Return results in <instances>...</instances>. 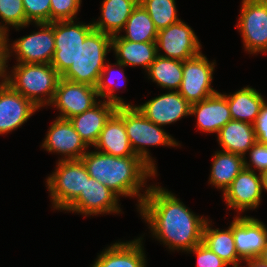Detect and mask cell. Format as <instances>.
Segmentation results:
<instances>
[{
  "label": "cell",
  "mask_w": 267,
  "mask_h": 267,
  "mask_svg": "<svg viewBox=\"0 0 267 267\" xmlns=\"http://www.w3.org/2000/svg\"><path fill=\"white\" fill-rule=\"evenodd\" d=\"M143 237L132 241L115 242L96 258V267H147Z\"/></svg>",
  "instance_id": "cell-22"
},
{
  "label": "cell",
  "mask_w": 267,
  "mask_h": 267,
  "mask_svg": "<svg viewBox=\"0 0 267 267\" xmlns=\"http://www.w3.org/2000/svg\"><path fill=\"white\" fill-rule=\"evenodd\" d=\"M138 3L139 0H103L101 16L92 22L93 28L111 36L118 35Z\"/></svg>",
  "instance_id": "cell-25"
},
{
  "label": "cell",
  "mask_w": 267,
  "mask_h": 267,
  "mask_svg": "<svg viewBox=\"0 0 267 267\" xmlns=\"http://www.w3.org/2000/svg\"><path fill=\"white\" fill-rule=\"evenodd\" d=\"M124 31L126 34L120 36L132 42H156L157 40L158 30L140 3L137 4L127 19Z\"/></svg>",
  "instance_id": "cell-30"
},
{
  "label": "cell",
  "mask_w": 267,
  "mask_h": 267,
  "mask_svg": "<svg viewBox=\"0 0 267 267\" xmlns=\"http://www.w3.org/2000/svg\"><path fill=\"white\" fill-rule=\"evenodd\" d=\"M212 221H206L203 228L202 243L211 251L217 254L228 265L236 267L242 259L236 252L234 236H233V221L227 229L220 230L219 228L212 229Z\"/></svg>",
  "instance_id": "cell-28"
},
{
  "label": "cell",
  "mask_w": 267,
  "mask_h": 267,
  "mask_svg": "<svg viewBox=\"0 0 267 267\" xmlns=\"http://www.w3.org/2000/svg\"><path fill=\"white\" fill-rule=\"evenodd\" d=\"M98 97L95 87L60 78L50 105L60 111L57 118L69 120L96 105Z\"/></svg>",
  "instance_id": "cell-12"
},
{
  "label": "cell",
  "mask_w": 267,
  "mask_h": 267,
  "mask_svg": "<svg viewBox=\"0 0 267 267\" xmlns=\"http://www.w3.org/2000/svg\"><path fill=\"white\" fill-rule=\"evenodd\" d=\"M124 126L135 155L141 157L156 172L154 159L151 158L146 147L159 145L177 147L180 145L163 128L147 119L136 105L124 106Z\"/></svg>",
  "instance_id": "cell-5"
},
{
  "label": "cell",
  "mask_w": 267,
  "mask_h": 267,
  "mask_svg": "<svg viewBox=\"0 0 267 267\" xmlns=\"http://www.w3.org/2000/svg\"><path fill=\"white\" fill-rule=\"evenodd\" d=\"M114 65H116V63L110 64L107 61V63L105 64V66H104V68H103V70L99 76V80H98L97 85L95 87L96 91H97L99 97L103 98V100L106 102L113 103L116 106H131L130 103H126L124 101V99L117 96V94H114V92L116 91L115 86H116V88H119V86H120L118 84L114 85V82H115V81H113L114 78L113 77H112L113 79L111 78V76L114 75V74H112V71L115 70V68L113 67ZM122 77L123 78L120 77L122 79V81H126V79H125L126 77H124L123 75H122Z\"/></svg>",
  "instance_id": "cell-33"
},
{
  "label": "cell",
  "mask_w": 267,
  "mask_h": 267,
  "mask_svg": "<svg viewBox=\"0 0 267 267\" xmlns=\"http://www.w3.org/2000/svg\"><path fill=\"white\" fill-rule=\"evenodd\" d=\"M50 23L55 21L76 20L82 0H51Z\"/></svg>",
  "instance_id": "cell-34"
},
{
  "label": "cell",
  "mask_w": 267,
  "mask_h": 267,
  "mask_svg": "<svg viewBox=\"0 0 267 267\" xmlns=\"http://www.w3.org/2000/svg\"><path fill=\"white\" fill-rule=\"evenodd\" d=\"M191 115H196L197 127L202 132L217 133L232 117L225 94L217 92L191 105Z\"/></svg>",
  "instance_id": "cell-19"
},
{
  "label": "cell",
  "mask_w": 267,
  "mask_h": 267,
  "mask_svg": "<svg viewBox=\"0 0 267 267\" xmlns=\"http://www.w3.org/2000/svg\"><path fill=\"white\" fill-rule=\"evenodd\" d=\"M259 258H260L263 262L267 263V243H266L265 247L263 248V251H262V253L260 254Z\"/></svg>",
  "instance_id": "cell-42"
},
{
  "label": "cell",
  "mask_w": 267,
  "mask_h": 267,
  "mask_svg": "<svg viewBox=\"0 0 267 267\" xmlns=\"http://www.w3.org/2000/svg\"><path fill=\"white\" fill-rule=\"evenodd\" d=\"M157 54L163 58L185 61L202 51L194 30L182 20L158 31ZM163 50L164 53H160Z\"/></svg>",
  "instance_id": "cell-11"
},
{
  "label": "cell",
  "mask_w": 267,
  "mask_h": 267,
  "mask_svg": "<svg viewBox=\"0 0 267 267\" xmlns=\"http://www.w3.org/2000/svg\"><path fill=\"white\" fill-rule=\"evenodd\" d=\"M233 120L254 124L264 100L261 93L251 86L241 88L233 94L226 95Z\"/></svg>",
  "instance_id": "cell-27"
},
{
  "label": "cell",
  "mask_w": 267,
  "mask_h": 267,
  "mask_svg": "<svg viewBox=\"0 0 267 267\" xmlns=\"http://www.w3.org/2000/svg\"><path fill=\"white\" fill-rule=\"evenodd\" d=\"M119 196L100 181L86 177V186L79 197L65 210L85 215L121 213Z\"/></svg>",
  "instance_id": "cell-13"
},
{
  "label": "cell",
  "mask_w": 267,
  "mask_h": 267,
  "mask_svg": "<svg viewBox=\"0 0 267 267\" xmlns=\"http://www.w3.org/2000/svg\"><path fill=\"white\" fill-rule=\"evenodd\" d=\"M51 0H23L26 19L30 23H50Z\"/></svg>",
  "instance_id": "cell-35"
},
{
  "label": "cell",
  "mask_w": 267,
  "mask_h": 267,
  "mask_svg": "<svg viewBox=\"0 0 267 267\" xmlns=\"http://www.w3.org/2000/svg\"><path fill=\"white\" fill-rule=\"evenodd\" d=\"M38 109L8 83L0 82V135L18 129Z\"/></svg>",
  "instance_id": "cell-15"
},
{
  "label": "cell",
  "mask_w": 267,
  "mask_h": 267,
  "mask_svg": "<svg viewBox=\"0 0 267 267\" xmlns=\"http://www.w3.org/2000/svg\"><path fill=\"white\" fill-rule=\"evenodd\" d=\"M215 65L202 53L183 61V78L178 92L191 105L218 92L211 86Z\"/></svg>",
  "instance_id": "cell-10"
},
{
  "label": "cell",
  "mask_w": 267,
  "mask_h": 267,
  "mask_svg": "<svg viewBox=\"0 0 267 267\" xmlns=\"http://www.w3.org/2000/svg\"><path fill=\"white\" fill-rule=\"evenodd\" d=\"M209 184L224 192L235 177L245 168V157L226 151H216L213 156Z\"/></svg>",
  "instance_id": "cell-26"
},
{
  "label": "cell",
  "mask_w": 267,
  "mask_h": 267,
  "mask_svg": "<svg viewBox=\"0 0 267 267\" xmlns=\"http://www.w3.org/2000/svg\"><path fill=\"white\" fill-rule=\"evenodd\" d=\"M248 152L250 163L245 157V168L253 171L258 170V174L267 171V144L257 141Z\"/></svg>",
  "instance_id": "cell-37"
},
{
  "label": "cell",
  "mask_w": 267,
  "mask_h": 267,
  "mask_svg": "<svg viewBox=\"0 0 267 267\" xmlns=\"http://www.w3.org/2000/svg\"><path fill=\"white\" fill-rule=\"evenodd\" d=\"M56 166L46 185L53 208L65 211L84 191L90 175L81 159L58 160Z\"/></svg>",
  "instance_id": "cell-6"
},
{
  "label": "cell",
  "mask_w": 267,
  "mask_h": 267,
  "mask_svg": "<svg viewBox=\"0 0 267 267\" xmlns=\"http://www.w3.org/2000/svg\"><path fill=\"white\" fill-rule=\"evenodd\" d=\"M235 26L242 35L243 46L250 54L267 52V0H242Z\"/></svg>",
  "instance_id": "cell-8"
},
{
  "label": "cell",
  "mask_w": 267,
  "mask_h": 267,
  "mask_svg": "<svg viewBox=\"0 0 267 267\" xmlns=\"http://www.w3.org/2000/svg\"><path fill=\"white\" fill-rule=\"evenodd\" d=\"M152 236L169 250L187 252L202 242L207 218L194 214L170 191L150 185L138 209Z\"/></svg>",
  "instance_id": "cell-1"
},
{
  "label": "cell",
  "mask_w": 267,
  "mask_h": 267,
  "mask_svg": "<svg viewBox=\"0 0 267 267\" xmlns=\"http://www.w3.org/2000/svg\"><path fill=\"white\" fill-rule=\"evenodd\" d=\"M261 175L244 168L224 192L226 206L237 212L256 209L262 197Z\"/></svg>",
  "instance_id": "cell-16"
},
{
  "label": "cell",
  "mask_w": 267,
  "mask_h": 267,
  "mask_svg": "<svg viewBox=\"0 0 267 267\" xmlns=\"http://www.w3.org/2000/svg\"><path fill=\"white\" fill-rule=\"evenodd\" d=\"M42 148L50 153H61V161L81 159L88 151V146L75 131L70 120L57 117L48 129Z\"/></svg>",
  "instance_id": "cell-14"
},
{
  "label": "cell",
  "mask_w": 267,
  "mask_h": 267,
  "mask_svg": "<svg viewBox=\"0 0 267 267\" xmlns=\"http://www.w3.org/2000/svg\"><path fill=\"white\" fill-rule=\"evenodd\" d=\"M35 25L40 28V31H33L30 35L16 39L12 44H8V36L2 37L5 47L6 63L10 59V56H12V52L17 57V63H51L55 52L54 22L35 23Z\"/></svg>",
  "instance_id": "cell-7"
},
{
  "label": "cell",
  "mask_w": 267,
  "mask_h": 267,
  "mask_svg": "<svg viewBox=\"0 0 267 267\" xmlns=\"http://www.w3.org/2000/svg\"><path fill=\"white\" fill-rule=\"evenodd\" d=\"M222 151L246 157V153L257 142L254 124L231 119L217 134Z\"/></svg>",
  "instance_id": "cell-24"
},
{
  "label": "cell",
  "mask_w": 267,
  "mask_h": 267,
  "mask_svg": "<svg viewBox=\"0 0 267 267\" xmlns=\"http://www.w3.org/2000/svg\"><path fill=\"white\" fill-rule=\"evenodd\" d=\"M254 131L257 141L267 144V102L265 101L261 107L260 113L254 123Z\"/></svg>",
  "instance_id": "cell-38"
},
{
  "label": "cell",
  "mask_w": 267,
  "mask_h": 267,
  "mask_svg": "<svg viewBox=\"0 0 267 267\" xmlns=\"http://www.w3.org/2000/svg\"><path fill=\"white\" fill-rule=\"evenodd\" d=\"M93 147L116 157L135 156L124 126V106H117L116 112L106 122Z\"/></svg>",
  "instance_id": "cell-20"
},
{
  "label": "cell",
  "mask_w": 267,
  "mask_h": 267,
  "mask_svg": "<svg viewBox=\"0 0 267 267\" xmlns=\"http://www.w3.org/2000/svg\"><path fill=\"white\" fill-rule=\"evenodd\" d=\"M6 74L5 82L37 108L50 106L61 75L51 64L17 63ZM11 73V74H10Z\"/></svg>",
  "instance_id": "cell-3"
},
{
  "label": "cell",
  "mask_w": 267,
  "mask_h": 267,
  "mask_svg": "<svg viewBox=\"0 0 267 267\" xmlns=\"http://www.w3.org/2000/svg\"><path fill=\"white\" fill-rule=\"evenodd\" d=\"M112 50V36L93 29L78 47L77 59L61 78L96 87Z\"/></svg>",
  "instance_id": "cell-4"
},
{
  "label": "cell",
  "mask_w": 267,
  "mask_h": 267,
  "mask_svg": "<svg viewBox=\"0 0 267 267\" xmlns=\"http://www.w3.org/2000/svg\"><path fill=\"white\" fill-rule=\"evenodd\" d=\"M183 61L157 56L148 70V79L168 90L178 91L182 83Z\"/></svg>",
  "instance_id": "cell-29"
},
{
  "label": "cell",
  "mask_w": 267,
  "mask_h": 267,
  "mask_svg": "<svg viewBox=\"0 0 267 267\" xmlns=\"http://www.w3.org/2000/svg\"><path fill=\"white\" fill-rule=\"evenodd\" d=\"M75 20L55 21V52L51 65L62 76L77 59L78 47L94 29L93 24L74 22Z\"/></svg>",
  "instance_id": "cell-9"
},
{
  "label": "cell",
  "mask_w": 267,
  "mask_h": 267,
  "mask_svg": "<svg viewBox=\"0 0 267 267\" xmlns=\"http://www.w3.org/2000/svg\"><path fill=\"white\" fill-rule=\"evenodd\" d=\"M233 236L236 252L242 260L257 258L267 243V227L254 217L236 216L233 219Z\"/></svg>",
  "instance_id": "cell-18"
},
{
  "label": "cell",
  "mask_w": 267,
  "mask_h": 267,
  "mask_svg": "<svg viewBox=\"0 0 267 267\" xmlns=\"http://www.w3.org/2000/svg\"><path fill=\"white\" fill-rule=\"evenodd\" d=\"M247 265L245 267H267V263L263 262L259 257L257 258H249V259H243ZM236 267H242L239 266V264Z\"/></svg>",
  "instance_id": "cell-40"
},
{
  "label": "cell",
  "mask_w": 267,
  "mask_h": 267,
  "mask_svg": "<svg viewBox=\"0 0 267 267\" xmlns=\"http://www.w3.org/2000/svg\"><path fill=\"white\" fill-rule=\"evenodd\" d=\"M261 175V183H262V191H267V171L260 174Z\"/></svg>",
  "instance_id": "cell-41"
},
{
  "label": "cell",
  "mask_w": 267,
  "mask_h": 267,
  "mask_svg": "<svg viewBox=\"0 0 267 267\" xmlns=\"http://www.w3.org/2000/svg\"><path fill=\"white\" fill-rule=\"evenodd\" d=\"M159 31L178 22L175 0H139Z\"/></svg>",
  "instance_id": "cell-31"
},
{
  "label": "cell",
  "mask_w": 267,
  "mask_h": 267,
  "mask_svg": "<svg viewBox=\"0 0 267 267\" xmlns=\"http://www.w3.org/2000/svg\"><path fill=\"white\" fill-rule=\"evenodd\" d=\"M6 54L2 38H0V81L5 82Z\"/></svg>",
  "instance_id": "cell-39"
},
{
  "label": "cell",
  "mask_w": 267,
  "mask_h": 267,
  "mask_svg": "<svg viewBox=\"0 0 267 267\" xmlns=\"http://www.w3.org/2000/svg\"><path fill=\"white\" fill-rule=\"evenodd\" d=\"M187 253L196 254L197 266L196 267H228L229 265L222 260L217 254L211 251L202 242L197 246L188 250Z\"/></svg>",
  "instance_id": "cell-36"
},
{
  "label": "cell",
  "mask_w": 267,
  "mask_h": 267,
  "mask_svg": "<svg viewBox=\"0 0 267 267\" xmlns=\"http://www.w3.org/2000/svg\"><path fill=\"white\" fill-rule=\"evenodd\" d=\"M98 100L92 108L69 119L88 147L94 146L106 122L117 109L113 103Z\"/></svg>",
  "instance_id": "cell-23"
},
{
  "label": "cell",
  "mask_w": 267,
  "mask_h": 267,
  "mask_svg": "<svg viewBox=\"0 0 267 267\" xmlns=\"http://www.w3.org/2000/svg\"><path fill=\"white\" fill-rule=\"evenodd\" d=\"M136 107L147 119L160 127L181 120L191 112V104L175 90H169Z\"/></svg>",
  "instance_id": "cell-17"
},
{
  "label": "cell",
  "mask_w": 267,
  "mask_h": 267,
  "mask_svg": "<svg viewBox=\"0 0 267 267\" xmlns=\"http://www.w3.org/2000/svg\"><path fill=\"white\" fill-rule=\"evenodd\" d=\"M81 160L90 177L100 181L119 197L136 196L137 209L150 188V185L146 186L147 179L157 175V172L138 155L116 157L95 150L87 151ZM143 187L146 188L142 194Z\"/></svg>",
  "instance_id": "cell-2"
},
{
  "label": "cell",
  "mask_w": 267,
  "mask_h": 267,
  "mask_svg": "<svg viewBox=\"0 0 267 267\" xmlns=\"http://www.w3.org/2000/svg\"><path fill=\"white\" fill-rule=\"evenodd\" d=\"M0 37L8 36L9 26L16 30L27 27L30 22L26 19L23 0H0Z\"/></svg>",
  "instance_id": "cell-32"
},
{
  "label": "cell",
  "mask_w": 267,
  "mask_h": 267,
  "mask_svg": "<svg viewBox=\"0 0 267 267\" xmlns=\"http://www.w3.org/2000/svg\"><path fill=\"white\" fill-rule=\"evenodd\" d=\"M112 49L116 57V71L124 75L126 66H142L148 70L158 56L156 42H132L123 39L120 34L112 36Z\"/></svg>",
  "instance_id": "cell-21"
}]
</instances>
